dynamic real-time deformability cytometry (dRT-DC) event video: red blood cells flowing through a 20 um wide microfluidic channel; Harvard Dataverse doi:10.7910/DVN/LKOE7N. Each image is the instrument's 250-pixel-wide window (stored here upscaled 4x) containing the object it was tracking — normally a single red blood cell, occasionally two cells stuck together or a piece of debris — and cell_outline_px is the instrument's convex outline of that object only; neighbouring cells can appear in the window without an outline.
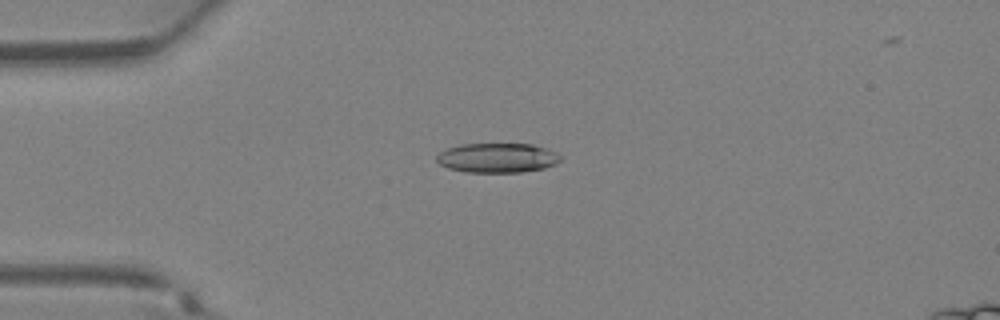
{"species": "Egyptian fruit bat (a non-hibernating species)", "species_latin": "Rousettus aegyptiacus", "temperature_condition": "warm", "stored_images_in_passage": 34, "camera_frame_rate_fps": 3000, "um_per_image_px": 0.085, "animal": {"sex": "female"}, "frame": {"image": 1, "passage_image": 7, "time_ms": 2.0, "image_size_px": [1000, 320], "cell_outline_px": [[560, 160], [556, 164], [544, 168], [520, 172], [464, 172], [448, 168], [440, 164], [436, 160], [436, 156], [440, 152], [448, 148], [460, 144], [532, 144], [544, 148], [560, 156]], "centroid_in_image_um": [42.23, 13.42], "position_along_channel_um": 42.8, "area_um2": 21.15}}
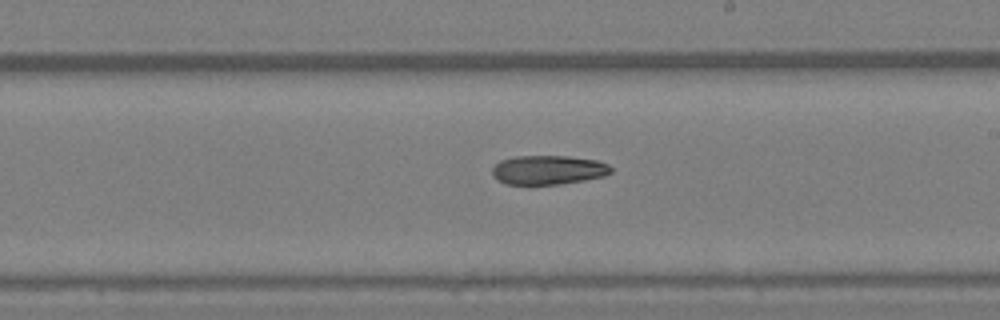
{"frame": {"image": 2, "passage_image": 19, "time_ms": 6.0, "image_size_px": [1000, 320], "cell_outline_px": [[612, 172], [604, 176], [584, 180], [560, 184], [504, 184], [492, 176], [492, 168], [500, 160], [516, 156], [568, 156], [596, 160], [608, 164], [612, 168]], "centroid_in_image_um": [46.59, 14.44], "position_along_channel_um": 242.4, "area_um2": 20.23}}
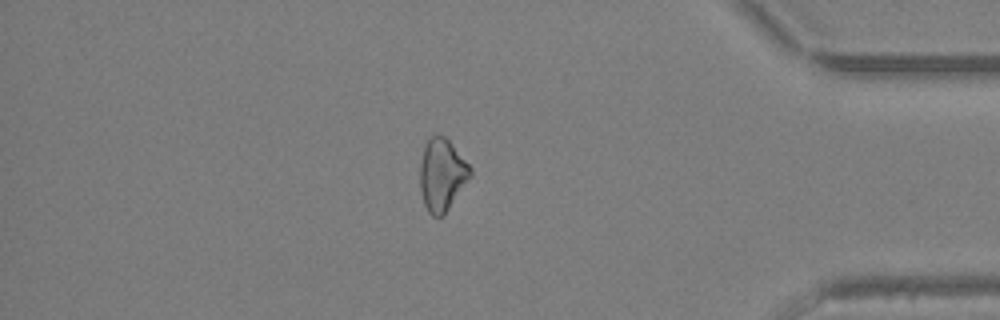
{"frame": {"image": 3, "passage_image": 29, "time_ms": 9.333, "image_size_px": [1000, 320], "cell_outline_px": [[472, 176], [444, 216], [432, 216], [428, 212], [424, 204], [420, 188], [420, 164], [424, 148], [428, 136], [444, 136], [448, 140], [472, 168]], "centroid_in_image_um": [37.58, 14.88], "position_along_channel_um": 397.6, "area_um2": 21.21}}